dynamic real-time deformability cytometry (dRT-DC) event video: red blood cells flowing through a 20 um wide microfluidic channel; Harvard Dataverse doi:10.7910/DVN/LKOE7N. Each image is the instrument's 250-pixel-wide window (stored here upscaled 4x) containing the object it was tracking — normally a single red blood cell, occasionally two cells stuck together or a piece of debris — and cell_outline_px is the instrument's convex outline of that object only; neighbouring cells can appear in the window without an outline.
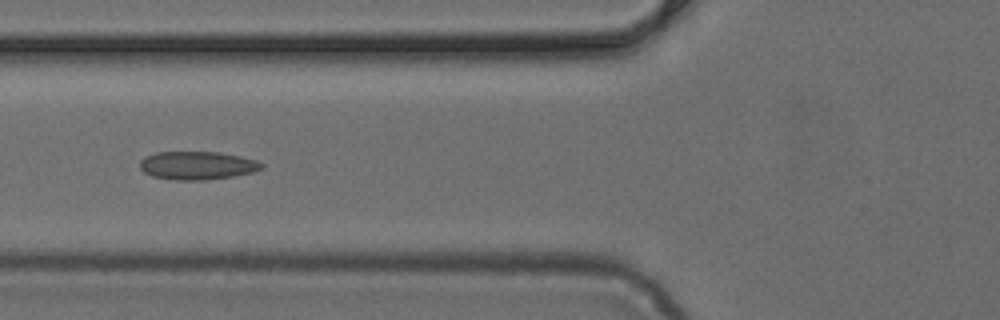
{"species": "common noctule bat (a hibernating species)", "species_latin": "Nyctalus noctula", "temperature_condition": "cold", "stored_images_in_passage": 5, "camera_frame_rate_fps": 3000, "um_per_image_px": 0.085, "animal": {"sex": "female", "body_mass_g": 24.6, "forearm_length_mm": 56.2}, "frame": {"image": 1, "passage_image": 5, "time_ms": 1.333, "image_size_px": [1000, 320], "cell_outline_px": [[264, 168], [252, 172], [232, 176], [208, 180], [176, 180], [152, 176], [144, 172], [140, 168], [140, 160], [144, 156], [156, 152], [220, 152], [240, 156], [256, 160], [264, 164]], "centroid_in_image_um": [16.76, 14.06], "position_along_channel_um": 109.0, "area_um2": 20.11}}